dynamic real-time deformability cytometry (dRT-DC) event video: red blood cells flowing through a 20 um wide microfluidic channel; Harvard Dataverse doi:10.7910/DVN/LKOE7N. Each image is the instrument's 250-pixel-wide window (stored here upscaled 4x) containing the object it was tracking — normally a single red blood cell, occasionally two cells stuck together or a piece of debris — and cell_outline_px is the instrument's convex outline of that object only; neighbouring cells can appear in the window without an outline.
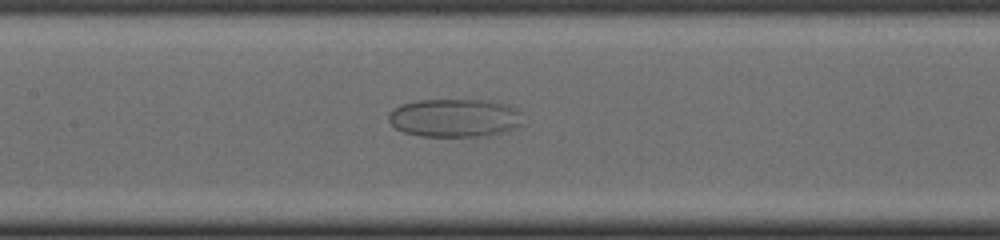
{"species": "common noctule bat (a hibernating species)", "species_latin": "Nyctalus noctula", "temperature_condition": "cold", "stored_images_in_passage": 51, "camera_frame_rate_fps": 3000, "um_per_image_px": 0.085, "animal": {"sex": "male", "body_mass_g": 19.0, "forearm_length_mm": 50.8}, "frame": {"image": 1, "passage_image": 23, "time_ms": 7.333, "image_size_px": [1000, 240], "cell_outline_px": [[524, 124], [516, 128], [504, 132], [488, 136], [424, 136], [404, 132], [396, 128], [388, 120], [388, 116], [400, 104], [416, 100], [492, 100], [516, 108], [520, 112]], "centroid_in_image_um": [38.7, 10.02], "position_along_channel_um": 168.7, "area_um2": 30.11}}
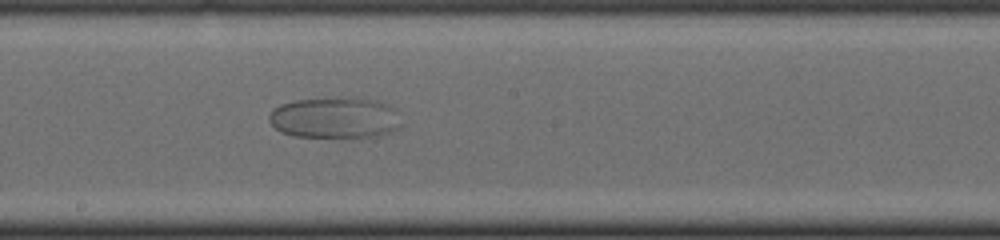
{"frame": {"image": 2, "passage_image": 27, "time_ms": 8.667, "image_size_px": [1000, 240], "cell_outline_px": [[400, 128], [380, 136], [296, 136], [280, 132], [268, 120], [268, 116], [280, 104], [296, 100], [352, 96], [376, 100], [388, 104], [396, 108], [400, 124]], "centroid_in_image_um": [28.51, 9.98], "position_along_channel_um": 219.7, "area_um2": 31.73}}